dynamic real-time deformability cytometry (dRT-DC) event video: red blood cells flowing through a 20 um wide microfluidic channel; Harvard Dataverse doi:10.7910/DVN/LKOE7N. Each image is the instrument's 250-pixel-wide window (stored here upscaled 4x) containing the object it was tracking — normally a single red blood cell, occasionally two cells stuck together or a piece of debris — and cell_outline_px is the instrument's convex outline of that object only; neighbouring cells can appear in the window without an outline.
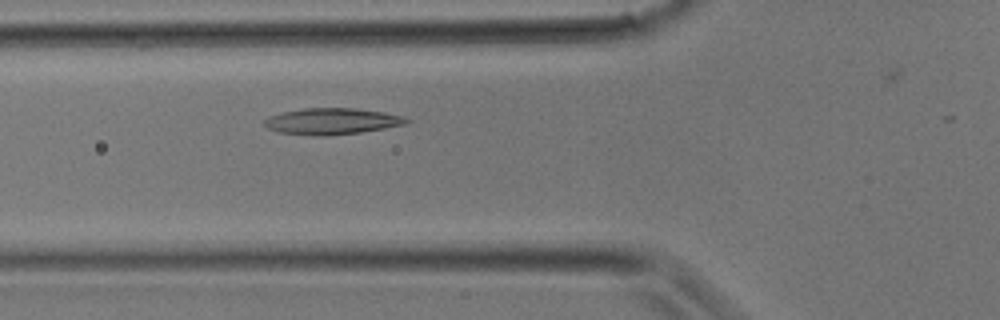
{"species": "common noctule bat (a hibernating species)", "species_latin": "Nyctalus noctula", "temperature_condition": "room temperature", "stored_images_in_passage": 5, "camera_frame_rate_fps": 3000, "um_per_image_px": 0.085, "animal": {"sex": "male", "body_mass_g": 17.9}, "frame": {"image": 1, "passage_image": 2, "time_ms": 0.333, "image_size_px": [1000, 320], "cell_outline_px": [[412, 120], [404, 124], [384, 128], [360, 132], [328, 136], [320, 136], [276, 132], [268, 128], [264, 124], [264, 120], [268, 116], [284, 112], [304, 108], [356, 108], [384, 112], [404, 116]], "centroid_in_image_um": [28.21, 10.31], "position_along_channel_um": 97.6, "area_um2": 21.79}}
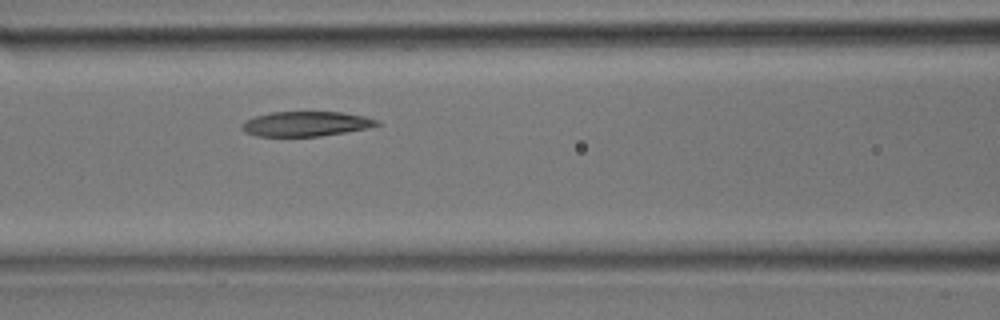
{"frame": {"image": 2, "passage_image": 4, "time_ms": 1.0, "image_size_px": [1000, 320], "cell_outline_px": [[380, 124], [364, 128], [344, 132], [320, 136], [256, 136], [244, 132], [240, 128], [240, 124], [244, 120], [256, 116], [272, 112], [340, 112], [364, 116], [376, 120]], "centroid_in_image_um": [25.9, 10.53], "position_along_channel_um": 140.7, "area_um2": 19.36}}